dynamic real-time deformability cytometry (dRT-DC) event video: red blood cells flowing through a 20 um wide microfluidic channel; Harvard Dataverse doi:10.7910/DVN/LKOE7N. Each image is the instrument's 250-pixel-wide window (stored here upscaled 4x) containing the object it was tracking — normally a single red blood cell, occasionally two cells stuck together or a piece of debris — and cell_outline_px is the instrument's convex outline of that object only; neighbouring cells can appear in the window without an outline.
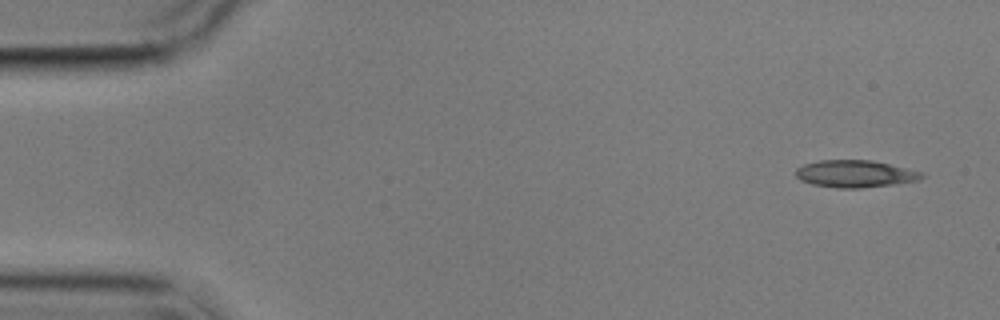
{"species": "common noctule bat (a hibernating species)", "species_latin": "Nyctalus noctula", "temperature_condition": "cold", "stored_images_in_passage": 12, "camera_frame_rate_fps": 3000, "um_per_image_px": 0.085, "animal": {"sex": "male", "body_mass_g": 17.9}, "frame": {"image": 1, "passage_image": 1, "time_ms": 0.0, "image_size_px": [1000, 320], "cell_outline_px": [[924, 176], [920, 180], [892, 184], [860, 188], [836, 188], [812, 184], [800, 180], [796, 176], [796, 168], [804, 164], [820, 160], [872, 160], [924, 172]], "centroid_in_image_um": [72.68, 14.77], "position_along_channel_um": 12.3, "area_um2": 19.94}}
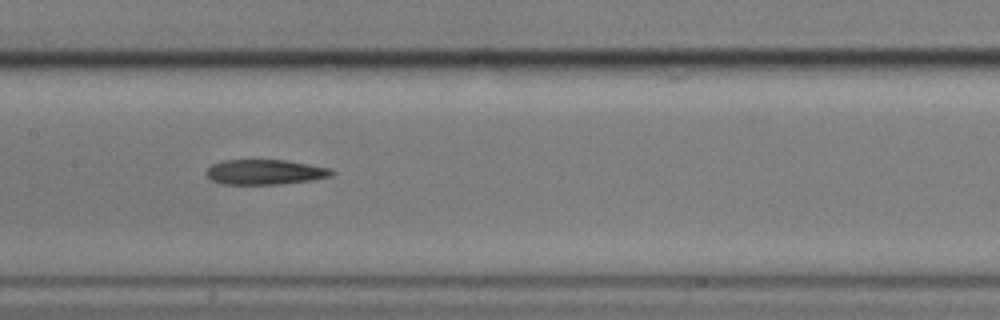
{"frame": {"image": 2, "passage_image": 7, "time_ms": 8.0, "image_size_px": [1000, 320], "cell_outline_px": [[336, 172], [332, 176], [312, 180], [280, 184], [224, 184], [212, 180], [204, 172], [212, 164], [224, 160], [284, 160], [308, 164], [328, 168]], "centroid_in_image_um": [22.52, 14.62], "position_along_channel_um": 184.9, "area_um2": 18.21}}
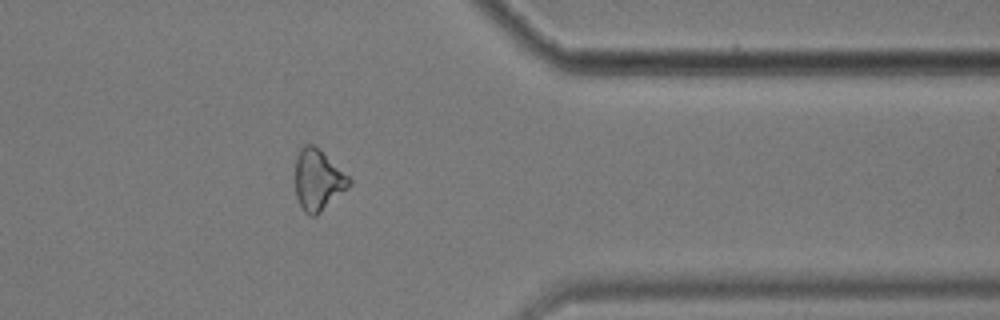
{"frame": {"image": 3, "passage_image": 12, "time_ms": 14.0, "image_size_px": [1000, 320], "cell_outline_px": [[352, 184], [316, 216], [308, 216], [304, 212], [296, 196], [296, 156], [300, 148], [304, 144], [312, 144], [348, 176], [352, 180]], "centroid_in_image_um": [27.01, 15.33], "position_along_channel_um": 384.4, "area_um2": 18.79}}